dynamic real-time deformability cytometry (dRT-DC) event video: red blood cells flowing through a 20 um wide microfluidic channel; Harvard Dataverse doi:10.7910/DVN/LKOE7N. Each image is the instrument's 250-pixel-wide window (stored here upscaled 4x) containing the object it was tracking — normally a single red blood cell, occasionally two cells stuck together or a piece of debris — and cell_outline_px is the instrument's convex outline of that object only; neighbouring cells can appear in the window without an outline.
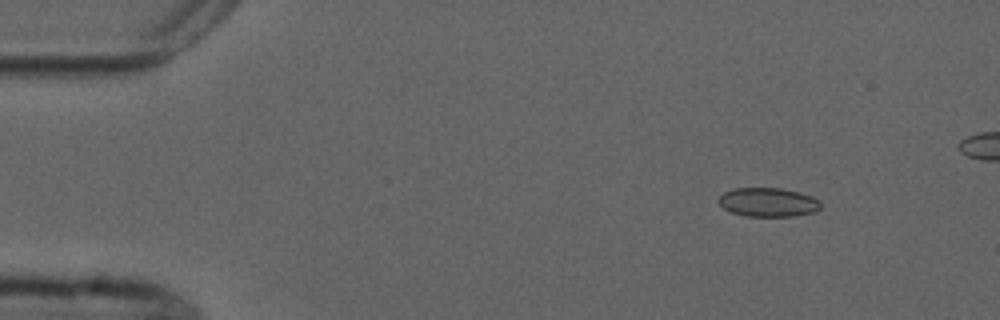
{"species": "common noctule bat (a hibernating species)", "species_latin": "Nyctalus noctula", "temperature_condition": "cold", "stored_images_in_passage": 4, "camera_frame_rate_fps": 3000, "um_per_image_px": 0.085, "animal": {"sex": "male", "forearm_length_mm": 52.5}, "frame": {"image": 1, "passage_image": 1, "time_ms": 0.0, "image_size_px": [1000, 320], "cell_outline_px": [[820, 208], [816, 212], [792, 216], [744, 216], [732, 212], [724, 208], [716, 200], [724, 192], [732, 188], [780, 188], [800, 192], [812, 196], [820, 200]], "centroid_in_image_um": [65.29, 17.18], "position_along_channel_um": 19.7, "area_um2": 17.34}}